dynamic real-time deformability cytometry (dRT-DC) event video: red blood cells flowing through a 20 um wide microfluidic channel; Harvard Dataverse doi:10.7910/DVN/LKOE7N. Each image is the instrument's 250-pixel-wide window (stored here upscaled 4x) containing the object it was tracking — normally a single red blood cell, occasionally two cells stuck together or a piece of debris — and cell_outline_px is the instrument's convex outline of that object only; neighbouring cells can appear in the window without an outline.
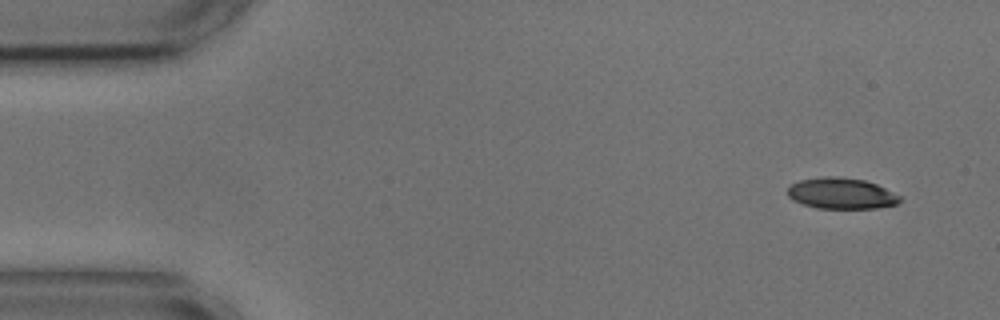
{"species": "common noctule bat (a hibernating species)", "species_latin": "Nyctalus noctula", "temperature_condition": "cold", "stored_images_in_passage": 5, "camera_frame_rate_fps": 3000, "um_per_image_px": 0.085, "animal": {"sex": "male", "body_mass_g": 17.9, "forearm_length_mm": 54.2}, "frame": {"image": 1, "passage_image": 1, "time_ms": 0.0, "image_size_px": [1000, 320], "cell_outline_px": [[900, 200], [896, 204], [876, 208], [816, 208], [792, 200], [788, 196], [788, 188], [792, 184], [800, 180], [820, 176], [840, 176], [864, 180], [876, 184], [900, 196]], "centroid_in_image_um": [71.48, 16.43], "position_along_channel_um": 13.5, "area_um2": 20.23}}